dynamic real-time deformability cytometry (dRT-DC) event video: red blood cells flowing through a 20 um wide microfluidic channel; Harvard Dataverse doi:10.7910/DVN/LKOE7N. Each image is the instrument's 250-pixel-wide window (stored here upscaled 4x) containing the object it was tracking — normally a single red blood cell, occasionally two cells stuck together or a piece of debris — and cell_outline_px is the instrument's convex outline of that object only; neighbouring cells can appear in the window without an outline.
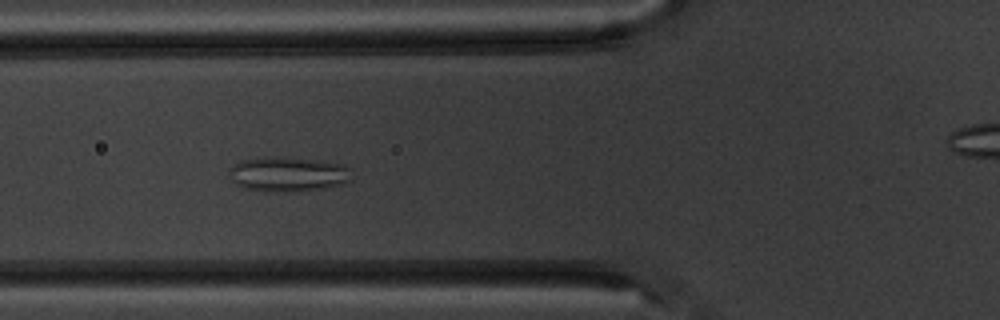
{"species": "common noctule bat (a hibernating species)", "species_latin": "Nyctalus noctula", "temperature_condition": "warm", "stored_images_in_passage": 5, "camera_frame_rate_fps": 3000, "um_per_image_px": 0.085, "animal": {"sex": "male", "body_mass_g": 20.1, "forearm_length_mm": 53.5}, "frame": {"image": 1, "passage_image": 5, "time_ms": 5.333, "image_size_px": [1000, 320], "cell_outline_px": [[348, 180], [340, 184], [324, 188], [300, 192], [264, 192], [244, 188], [236, 184], [228, 176], [228, 168], [232, 164], [240, 160], [264, 156], [320, 160], [344, 164], [348, 168]], "centroid_in_image_um": [24.37, 14.81], "position_along_channel_um": 101.4, "area_um2": 25.14}}